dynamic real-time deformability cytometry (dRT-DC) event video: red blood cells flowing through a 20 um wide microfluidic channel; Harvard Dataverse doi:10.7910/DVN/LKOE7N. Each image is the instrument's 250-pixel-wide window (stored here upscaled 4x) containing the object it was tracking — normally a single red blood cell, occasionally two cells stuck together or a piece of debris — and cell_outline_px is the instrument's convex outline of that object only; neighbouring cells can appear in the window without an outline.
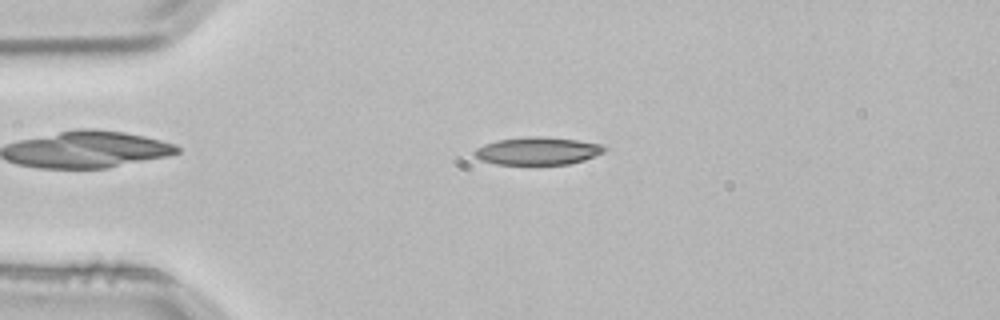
{"species": "common noctule bat (a hibernating species)", "species_latin": "Nyctalus noctula", "temperature_condition": "room temperature", "stored_images_in_passage": 3, "camera_frame_rate_fps": 3000, "um_per_image_px": 0.085, "animal": {"sex": "male", "body_mass_g": 21.5, "forearm_length_mm": 52.0}, "frame": {"image": 1, "passage_image": 2, "time_ms": 0.333, "image_size_px": [1000, 320], "cell_outline_px": [[604, 152], [584, 160], [568, 164], [496, 164], [480, 160], [472, 152], [476, 148], [484, 144], [496, 140], [528, 136], [544, 136], [576, 140], [600, 144], [604, 148]], "centroid_in_image_um": [45.65, 12.82], "position_along_channel_um": 39.4, "area_um2": 20.87}}
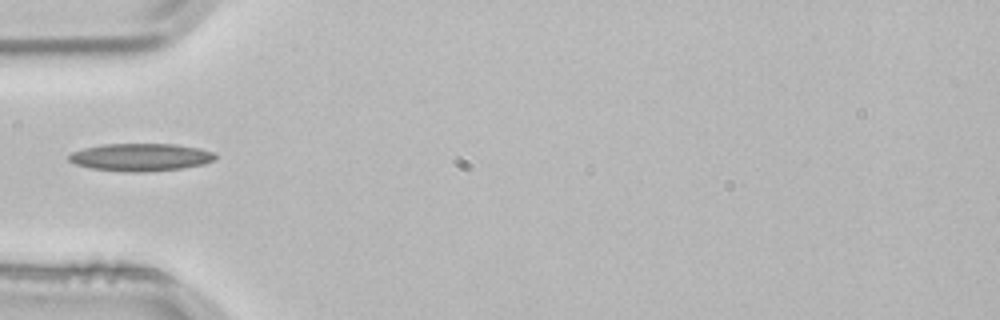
{"frame": {"image": 2, "passage_image": 3, "time_ms": 0.667, "image_size_px": [1000, 320], "cell_outline_px": [[216, 160], [204, 164], [184, 168], [144, 172], [132, 172], [92, 168], [76, 164], [68, 160], [68, 156], [72, 152], [84, 148], [104, 144], [176, 144], [200, 148], [216, 152]], "centroid_in_image_um": [12.02, 13.36], "position_along_channel_um": 73.0, "area_um2": 23.64}}